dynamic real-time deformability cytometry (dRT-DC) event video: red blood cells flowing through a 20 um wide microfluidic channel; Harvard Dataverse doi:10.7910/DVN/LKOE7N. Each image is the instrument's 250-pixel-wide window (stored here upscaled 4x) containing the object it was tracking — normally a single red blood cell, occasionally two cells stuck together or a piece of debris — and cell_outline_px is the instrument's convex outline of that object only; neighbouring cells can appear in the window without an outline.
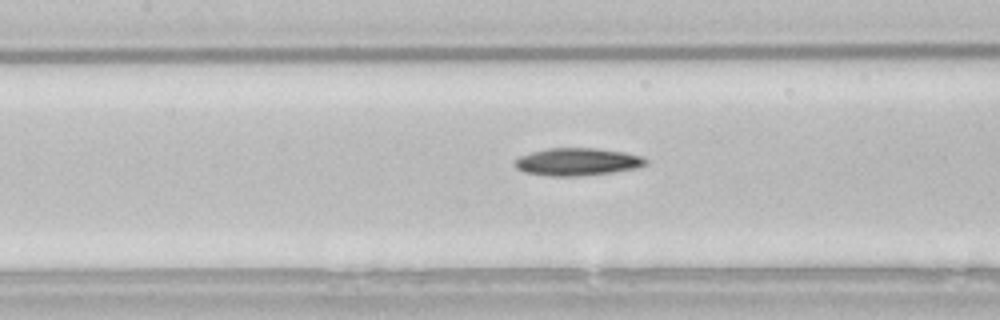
{"species": "common noctule bat (a hibernating species)", "species_latin": "Nyctalus noctula", "temperature_condition": "room temperature", "stored_images_in_passage": 34, "camera_frame_rate_fps": 3000, "um_per_image_px": 0.085, "animal": {"sex": "male", "body_mass_g": 21.5, "forearm_length_mm": 52.0}, "frame": {"image": 1, "passage_image": 9, "time_ms": 2.667, "image_size_px": [1000, 320], "cell_outline_px": [[648, 164], [636, 168], [612, 172], [580, 176], [548, 176], [524, 172], [516, 168], [516, 160], [520, 156], [532, 152], [548, 148], [596, 148], [624, 152], [640, 156], [648, 160]], "centroid_in_image_um": [49.09, 13.75], "position_along_channel_um": 158.3, "area_um2": 20.92}}
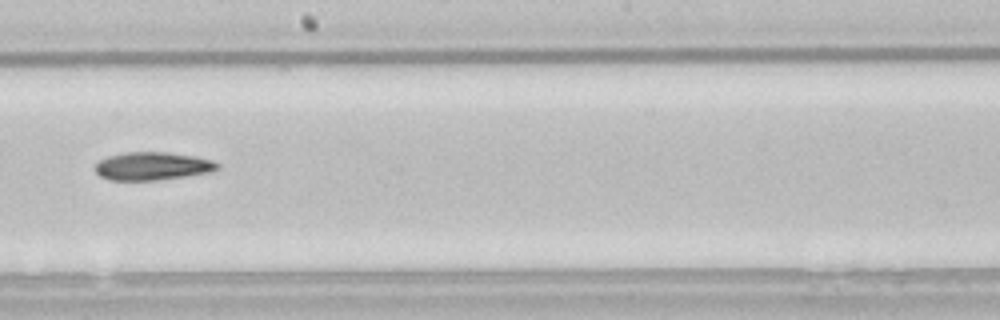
{"frame": {"image": 2, "passage_image": 15, "time_ms": 4.667, "image_size_px": [1000, 320], "cell_outline_px": [[220, 168], [208, 172], [184, 176], [156, 180], [108, 180], [100, 176], [92, 168], [100, 160], [108, 156], [124, 152], [168, 152], [196, 156], [212, 160], [220, 164]], "centroid_in_image_um": [12.93, 14.11], "position_along_channel_um": 235.3, "area_um2": 20.06}}
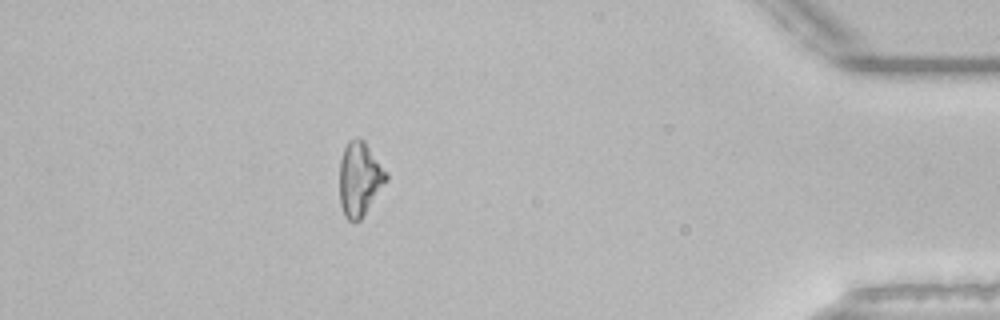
{"frame": {"image": 3, "passage_image": 32, "time_ms": 10.333, "image_size_px": [1000, 320], "cell_outline_px": [[388, 180], [360, 220], [348, 220], [344, 216], [340, 204], [340, 160], [344, 148], [348, 140], [364, 140], [388, 172]], "centroid_in_image_um": [30.58, 15.21], "position_along_channel_um": 404.6, "area_um2": 20.06}}